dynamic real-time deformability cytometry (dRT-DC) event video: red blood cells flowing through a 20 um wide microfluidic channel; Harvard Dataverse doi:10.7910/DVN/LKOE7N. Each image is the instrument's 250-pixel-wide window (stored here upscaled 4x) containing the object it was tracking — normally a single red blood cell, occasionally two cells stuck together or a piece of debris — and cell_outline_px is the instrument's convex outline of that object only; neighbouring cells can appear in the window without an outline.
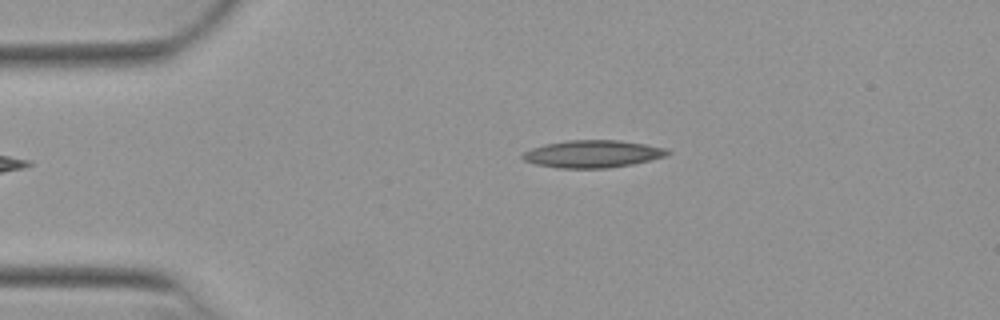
{"species": "Egyptian fruit bat (a non-hibernating species)", "species_latin": "Rousettus aegyptiacus", "temperature_condition": "warm", "stored_images_in_passage": 27, "camera_frame_rate_fps": 3000, "um_per_image_px": 0.085, "animal": {"sex": "female"}, "frame": {"image": 1, "passage_image": 1, "time_ms": 0.0, "image_size_px": [1000, 320], "cell_outline_px": [[672, 152], [664, 156], [632, 164], [608, 168], [560, 168], [536, 164], [524, 160], [520, 156], [524, 152], [532, 148], [544, 144], [568, 140], [616, 140], [644, 144], [664, 148]], "centroid_in_image_um": [50.33, 13.08], "position_along_channel_um": 34.7, "area_um2": 22.89}}
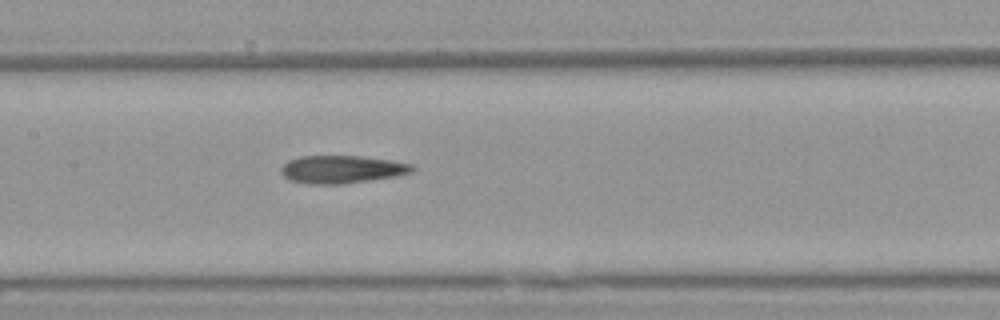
{"frame": {"image": 2, "passage_image": 15, "time_ms": 4.667, "image_size_px": [1000, 320], "cell_outline_px": [[416, 168], [412, 172], [396, 176], [340, 184], [308, 184], [288, 180], [280, 172], [280, 168], [288, 160], [300, 156], [360, 156], [392, 160], [412, 164]], "centroid_in_image_um": [29.03, 14.39], "position_along_channel_um": 178.4, "area_um2": 21.33}}
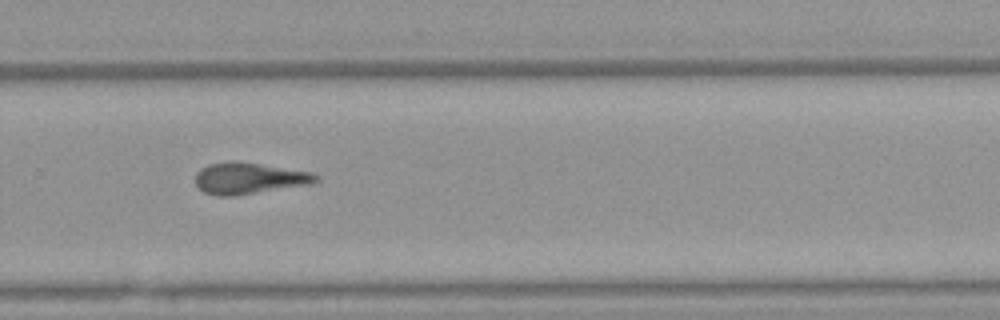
{"frame": {"image": 3, "passage_image": 25, "time_ms": 8.0, "image_size_px": [1000, 320], "cell_outline_px": [[320, 180], [304, 184], [236, 196], [216, 196], [204, 192], [196, 184], [196, 172], [200, 168], [208, 164], [232, 160], [236, 160], [312, 172], [320, 176]], "centroid_in_image_um": [21.11, 15.14], "position_along_channel_um": 308.7, "area_um2": 21.96}}